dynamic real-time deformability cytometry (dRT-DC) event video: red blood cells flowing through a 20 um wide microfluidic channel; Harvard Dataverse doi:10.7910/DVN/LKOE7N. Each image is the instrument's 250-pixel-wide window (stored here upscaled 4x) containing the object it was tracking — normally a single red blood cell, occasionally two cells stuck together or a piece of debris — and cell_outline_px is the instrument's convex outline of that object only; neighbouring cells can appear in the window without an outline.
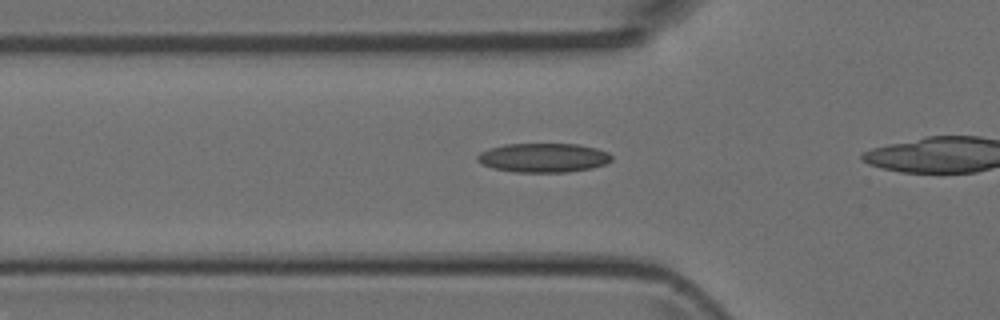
{"species": "Egyptian fruit bat (a non-hibernating species)", "species_latin": "Rousettus aegyptiacus", "temperature_condition": "room temperature", "stored_images_in_passage": 17, "camera_frame_rate_fps": 3000, "um_per_image_px": 0.085, "animal": {"sex": "female"}, "frame": {"image": 1, "passage_image": 12, "time_ms": 3.667, "image_size_px": [1000, 320], "cell_outline_px": [[612, 160], [604, 164], [592, 168], [568, 172], [512, 172], [492, 168], [480, 164], [476, 160], [476, 156], [480, 152], [504, 144], [580, 144], [596, 148], [608, 152], [612, 156]], "centroid_in_image_um": [46.17, 13.41], "position_along_channel_um": 79.6, "area_um2": 22.95}}
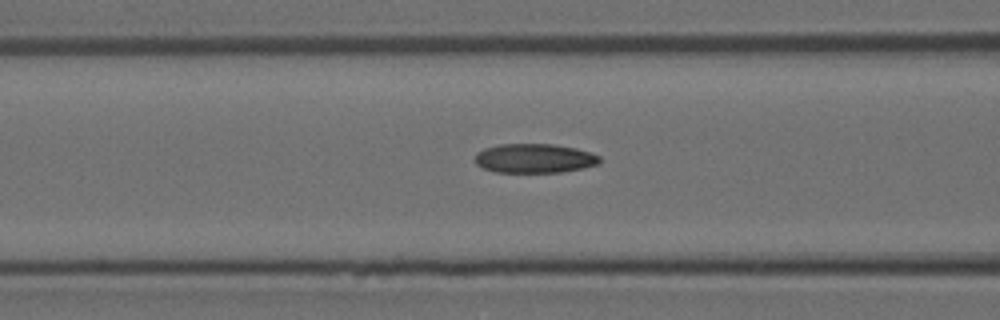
{"frame": {"image": 2, "passage_image": 15, "time_ms": 4.667, "image_size_px": [1000, 320], "cell_outline_px": [[600, 164], [584, 168], [560, 172], [496, 172], [484, 168], [476, 164], [476, 152], [484, 148], [500, 144], [552, 144], [576, 148], [600, 156]], "centroid_in_image_um": [45.44, 13.46], "position_along_channel_um": 121.2, "area_um2": 21.21}}